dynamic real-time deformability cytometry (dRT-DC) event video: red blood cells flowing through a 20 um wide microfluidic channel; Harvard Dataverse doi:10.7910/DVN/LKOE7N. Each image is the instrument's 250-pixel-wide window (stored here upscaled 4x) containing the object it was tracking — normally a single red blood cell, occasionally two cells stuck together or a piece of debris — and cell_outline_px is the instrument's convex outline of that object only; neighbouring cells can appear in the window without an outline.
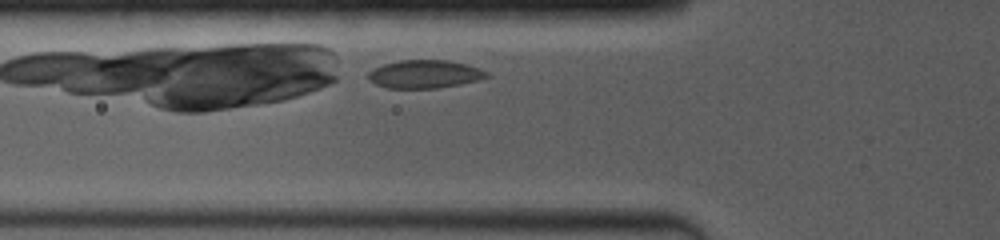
{"species": "common noctule bat (a hibernating species)", "species_latin": "Nyctalus noctula", "temperature_condition": "room temperature", "stored_images_in_passage": 2, "camera_frame_rate_fps": 4000, "um_per_image_px": 0.085, "animal": {"sex": "female", "body_mass_g": 19.0, "forearm_length_mm": 53.3}, "frame": {"image": 1, "passage_image": 2, "time_ms": 0.5, "image_size_px": [1000, 240], "cell_outline_px": [[488, 76], [476, 80], [460, 84], [436, 88], [388, 88], [376, 84], [368, 80], [368, 72], [372, 68], [384, 64], [400, 60], [448, 60], [468, 64], [480, 68], [488, 72]], "centroid_in_image_um": [36.07, 6.29], "position_along_channel_um": 89.7, "area_um2": 19.42}}